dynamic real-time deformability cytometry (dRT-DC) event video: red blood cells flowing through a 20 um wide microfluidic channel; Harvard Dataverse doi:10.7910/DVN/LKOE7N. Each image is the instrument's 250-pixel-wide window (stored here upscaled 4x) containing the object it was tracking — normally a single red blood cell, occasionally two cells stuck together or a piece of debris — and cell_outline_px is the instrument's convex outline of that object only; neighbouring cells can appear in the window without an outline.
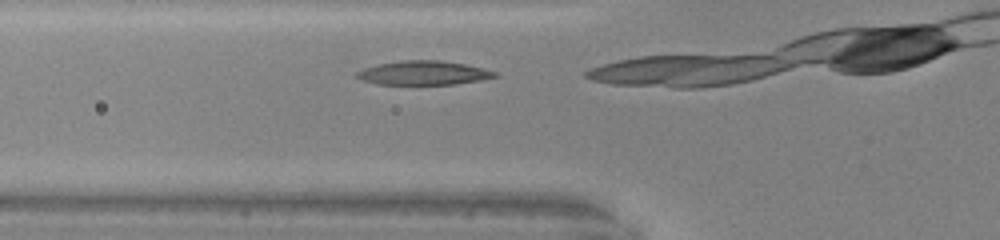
{"species": "common noctule bat (a hibernating species)", "species_latin": "Nyctalus noctula", "temperature_condition": "warm", "stored_images_in_passage": 3, "camera_frame_rate_fps": 3000, "um_per_image_px": 0.085, "animal": {"sex": "male", "body_mass_g": 20.0, "forearm_length_mm": 53.3}, "frame": {"image": 1, "passage_image": 2, "time_ms": 0.333, "image_size_px": [1000, 240], "cell_outline_px": [[500, 76], [480, 80], [456, 84], [376, 84], [360, 80], [356, 76], [356, 72], [364, 68], [380, 64], [404, 60], [440, 60], [464, 64], [496, 72]], "centroid_in_image_um": [35.98, 6.2], "position_along_channel_um": 89.8, "area_um2": 19.13}}